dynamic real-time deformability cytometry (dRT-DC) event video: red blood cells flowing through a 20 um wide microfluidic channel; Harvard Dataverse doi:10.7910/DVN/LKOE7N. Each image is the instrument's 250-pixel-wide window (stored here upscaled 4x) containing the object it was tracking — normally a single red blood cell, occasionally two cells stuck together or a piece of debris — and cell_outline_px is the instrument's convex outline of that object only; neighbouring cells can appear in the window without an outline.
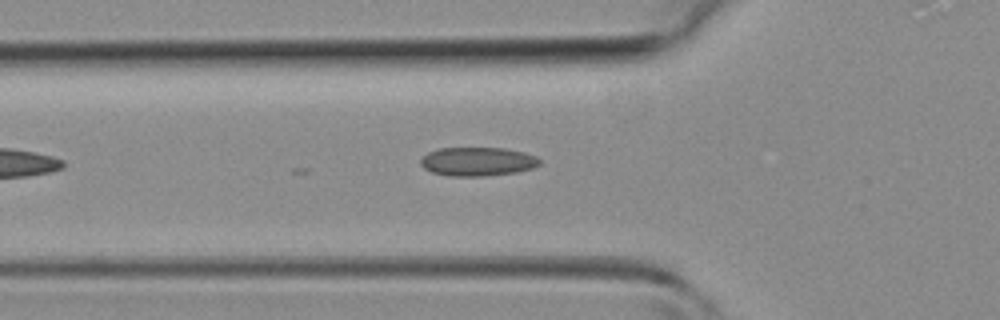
{"species": "common noctule bat (a hibernating species)", "species_latin": "Nyctalus noctula", "temperature_condition": "room temperature", "stored_images_in_passage": 8, "camera_frame_rate_fps": 3000, "um_per_image_px": 0.085, "animal": {"sex": "female", "body_mass_g": 19.3, "forearm_length_mm": 54.1}, "frame": {"image": 1, "passage_image": 4, "time_ms": 1.0, "image_size_px": [1000, 320], "cell_outline_px": [[540, 164], [532, 168], [516, 172], [484, 176], [448, 176], [432, 172], [424, 168], [420, 164], [420, 160], [428, 152], [440, 148], [504, 148], [524, 152], [536, 156], [540, 160]], "centroid_in_image_um": [40.59, 13.73], "position_along_channel_um": 85.2, "area_um2": 19.94}}